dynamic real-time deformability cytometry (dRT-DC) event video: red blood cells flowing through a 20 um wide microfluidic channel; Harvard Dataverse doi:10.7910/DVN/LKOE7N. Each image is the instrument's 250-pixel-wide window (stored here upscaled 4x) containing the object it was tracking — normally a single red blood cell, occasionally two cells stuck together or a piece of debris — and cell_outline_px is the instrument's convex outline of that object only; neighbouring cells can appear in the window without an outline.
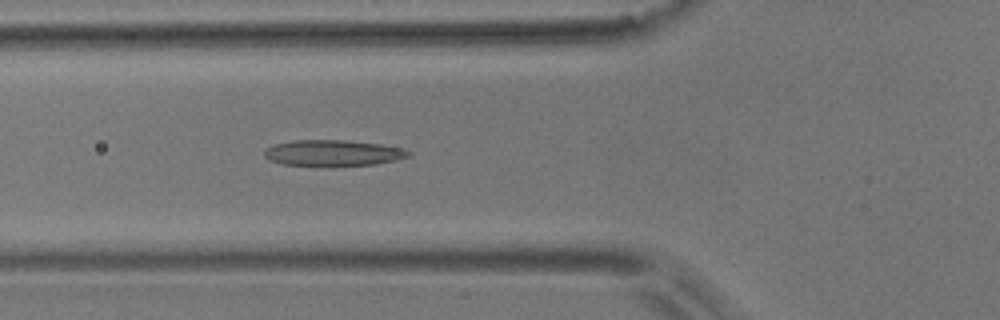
{"species": "common noctule bat (a hibernating species)", "species_latin": "Nyctalus noctula", "temperature_condition": "room temperature", "stored_images_in_passage": 53, "camera_frame_rate_fps": 3000, "um_per_image_px": 0.085, "animal": {"sex": "male", "body_mass_g": 17.9}, "frame": {"image": 1, "passage_image": 19, "time_ms": 6.0, "image_size_px": [1000, 320], "cell_outline_px": [[412, 156], [396, 160], [376, 164], [328, 168], [316, 168], [280, 164], [268, 160], [264, 156], [264, 148], [272, 144], [296, 140], [344, 140], [380, 144], [404, 148], [412, 152]], "centroid_in_image_um": [28.27, 13.05], "position_along_channel_um": 97.5, "area_um2": 23.06}}
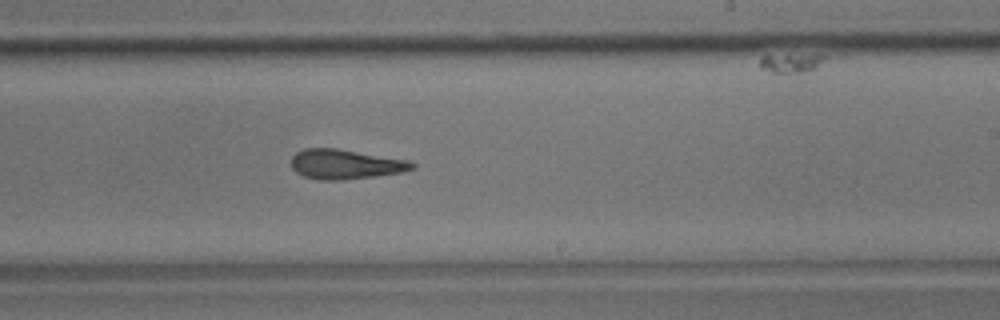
{"frame": {"image": 2, "passage_image": 32, "time_ms": 10.333, "image_size_px": [1000, 320], "cell_outline_px": [[416, 168], [404, 172], [376, 176], [344, 180], [320, 180], [304, 176], [296, 172], [292, 168], [292, 156], [296, 152], [304, 148], [336, 148], [408, 160], [416, 164]], "centroid_in_image_um": [29.37, 13.96], "position_along_channel_um": 259.6, "area_um2": 21.04}}
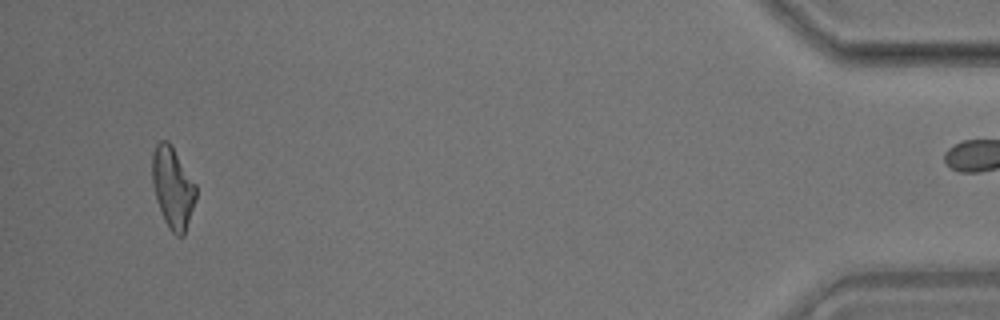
{"frame": {"image": 3, "passage_image": 51, "time_ms": 16.667, "image_size_px": [1000, 320], "cell_outline_px": [[196, 200], [184, 236], [176, 236], [168, 228], [164, 220], [156, 200], [152, 184], [152, 152], [156, 144], [160, 140], [168, 140], [172, 144], [196, 184]], "centroid_in_image_um": [14.68, 15.93], "position_along_channel_um": 420.5, "area_um2": 21.1}}